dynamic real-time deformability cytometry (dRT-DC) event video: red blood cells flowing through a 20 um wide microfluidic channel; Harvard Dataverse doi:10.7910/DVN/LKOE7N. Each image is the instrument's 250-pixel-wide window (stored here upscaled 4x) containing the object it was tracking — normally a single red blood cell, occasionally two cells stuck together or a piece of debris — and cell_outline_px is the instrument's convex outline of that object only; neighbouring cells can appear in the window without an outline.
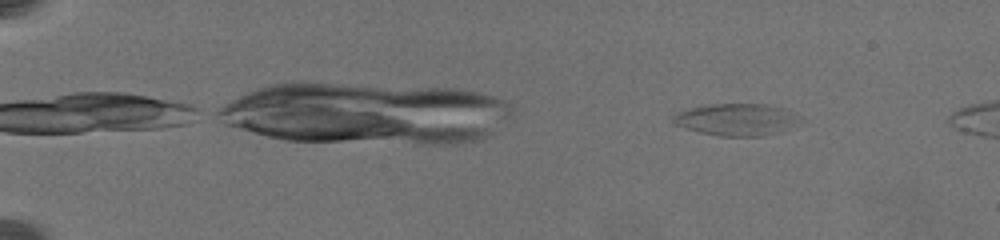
{"species": "common noctule bat (a hibernating species)", "species_latin": "Nyctalus noctula", "temperature_condition": "warm", "stored_images_in_passage": 8, "camera_frame_rate_fps": 3000, "um_per_image_px": 0.085, "animal": {"sex": "female", "body_mass_g": 19.5, "forearm_length_mm": 54.1}, "frame": {"image": 1, "passage_image": 6, "time_ms": 3.667, "image_size_px": [1000, 240], "cell_outline_px": [[800, 116], [796, 120], [780, 132], [760, 136], [720, 136], [700, 132], [672, 124], [672, 116], [676, 112], [692, 108], [716, 104], [764, 104], [784, 108]], "centroid_in_image_um": [62.52, 10.16], "position_along_channel_um": 22.5, "area_um2": 23.18}}